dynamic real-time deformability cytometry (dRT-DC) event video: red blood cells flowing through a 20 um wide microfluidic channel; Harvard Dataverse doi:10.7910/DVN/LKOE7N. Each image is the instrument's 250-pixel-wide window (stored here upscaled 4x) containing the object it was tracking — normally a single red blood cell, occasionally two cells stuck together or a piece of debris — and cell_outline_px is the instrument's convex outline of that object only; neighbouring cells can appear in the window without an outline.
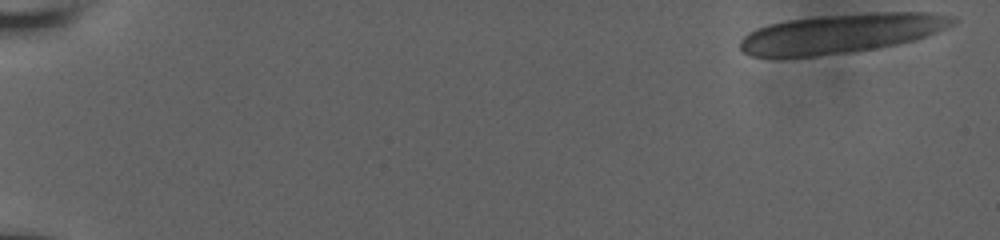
{"species": "human", "species_latin": "Homo sapiens", "temperature_condition": "room temperature", "stored_images_in_passage": 55, "camera_frame_rate_fps": 3000, "um_per_image_px": 0.085, "donor": {"sex": "male"}, "frame": {"image": 1, "passage_image": 1, "time_ms": 0.0, "image_size_px": [1000, 240], "cell_outline_px": [[956, 20], [948, 28], [928, 36], [896, 44], [876, 48], [812, 56], [752, 56], [744, 52], [740, 48], [740, 40], [748, 32], [756, 28], [768, 24], [788, 20], [820, 16], [880, 12], [928, 12], [956, 16]], "centroid_in_image_um": [71.54, 2.82], "position_along_channel_um": 13.5, "area_um2": 48.32}}
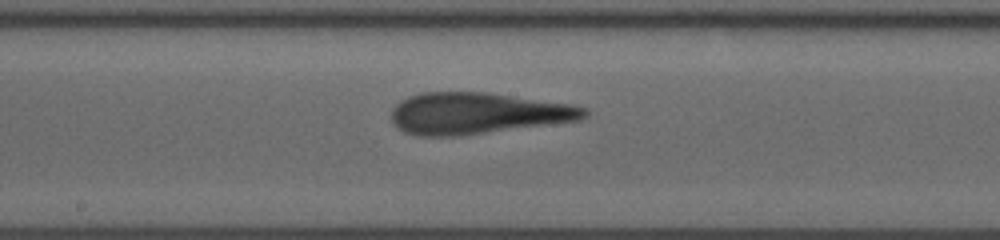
{"frame": {"image": 2, "passage_image": 31, "time_ms": 10.0, "image_size_px": [1000, 240], "cell_outline_px": [[588, 116], [580, 120], [452, 136], [420, 136], [404, 132], [396, 128], [392, 124], [392, 108], [400, 100], [408, 96], [420, 92], [488, 92], [572, 104], [588, 108]], "centroid_in_image_um": [40.55, 9.61], "position_along_channel_um": 207.7, "area_um2": 46.53}}
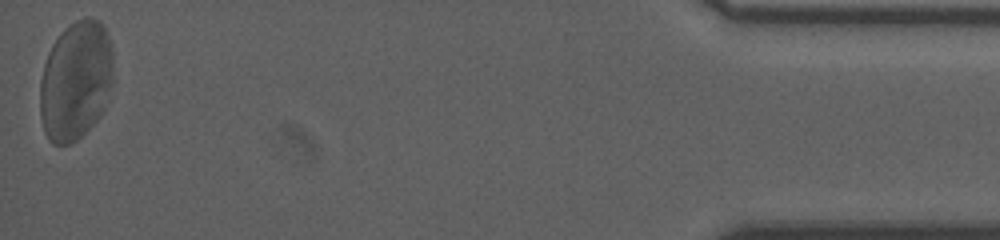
{"frame": {"image": 3, "passage_image": 55, "time_ms": 18.0, "image_size_px": [1000, 240], "cell_outline_px": [[112, 80], [104, 108], [100, 116], [76, 140], [68, 144], [52, 144], [48, 140], [44, 132], [40, 116], [40, 80], [44, 64], [48, 52], [52, 44], [60, 32], [64, 28], [76, 20], [88, 16], [100, 20], [108, 36], [112, 48]], "centroid_in_image_um": [6.41, 6.84], "position_along_channel_um": 428.8, "area_um2": 51.1}}